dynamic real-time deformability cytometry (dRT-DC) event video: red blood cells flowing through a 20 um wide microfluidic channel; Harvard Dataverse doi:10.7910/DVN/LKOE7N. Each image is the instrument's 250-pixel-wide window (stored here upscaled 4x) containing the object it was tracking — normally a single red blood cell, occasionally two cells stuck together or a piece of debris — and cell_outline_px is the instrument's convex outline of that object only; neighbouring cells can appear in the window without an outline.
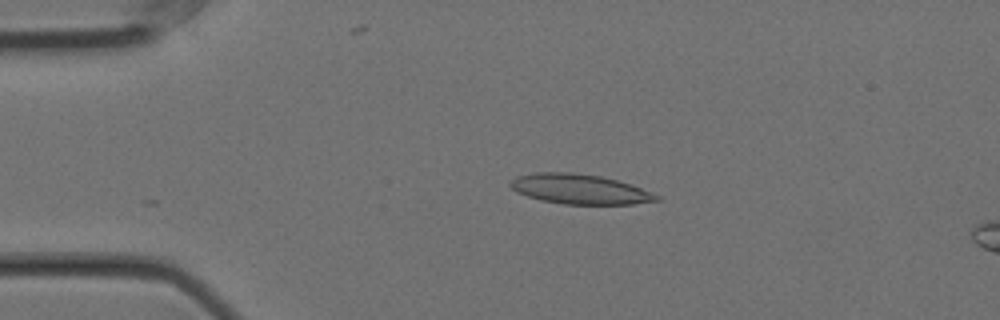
{"species": "Egyptian fruit bat (a non-hibernating species)", "species_latin": "Rousettus aegyptiacus", "temperature_condition": "cold", "stored_images_in_passage": 34, "camera_frame_rate_fps": 3000, "um_per_image_px": 0.085, "animal": {"sex": "female"}, "frame": {"image": 1, "passage_image": 2, "time_ms": 0.333, "image_size_px": [1000, 320], "cell_outline_px": [[660, 200], [632, 204], [564, 204], [540, 200], [516, 192], [508, 184], [516, 176], [536, 172], [568, 172], [600, 176], [616, 180], [640, 188], [660, 196]], "centroid_in_image_um": [49.23, 16.08], "position_along_channel_um": 35.8, "area_um2": 25.2}}
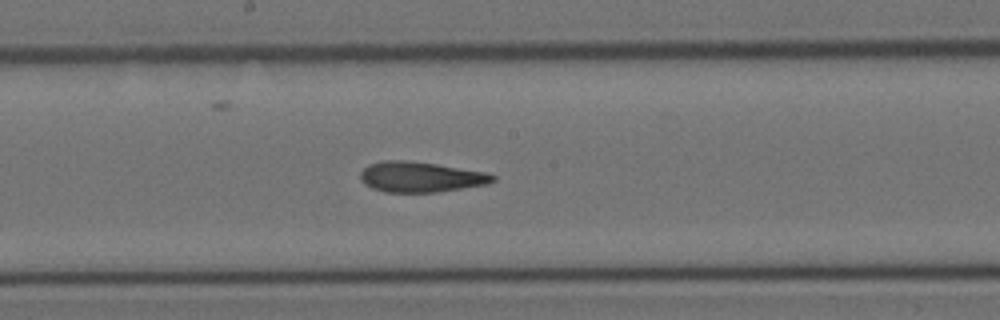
{"frame": {"image": 2, "passage_image": 20, "time_ms": 6.333, "image_size_px": [1000, 320], "cell_outline_px": [[496, 180], [488, 184], [436, 192], [384, 192], [372, 188], [364, 184], [360, 180], [360, 172], [368, 164], [384, 160], [404, 160], [436, 164], [488, 172], [496, 176]], "centroid_in_image_um": [35.75, 15.04], "position_along_channel_um": 212.5, "area_um2": 23.58}}
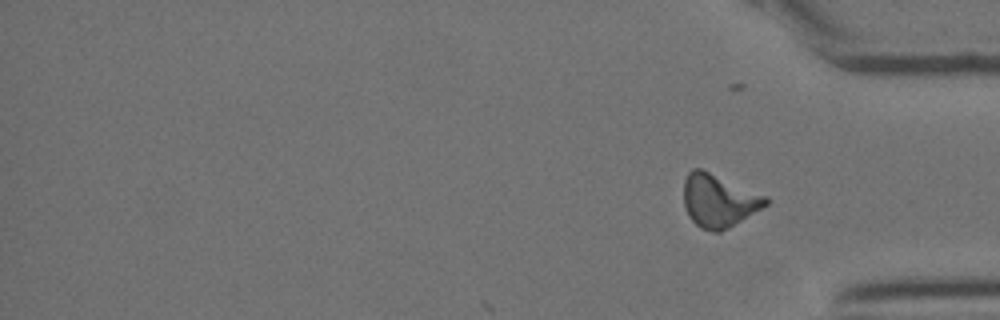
{"frame": {"image": 3, "passage_image": 34, "time_ms": 11.0, "image_size_px": [1000, 320], "cell_outline_px": [[768, 204], [728, 228], [720, 232], [712, 232], [700, 228], [688, 216], [684, 204], [684, 180], [688, 172], [692, 168], [700, 168], [768, 196]], "centroid_in_image_um": [61.08, 17.05], "position_along_channel_um": 374.1, "area_um2": 25.26}, "authors_computed_cell_mechanics": {"area_um2": 23.9292, "velocity_mm_per_s": 3.5546, "shape_relaxation_time_tau1_ms": 10.364, "shape_relaxation_time_tau2_ms": 2.9483, "deformation_change_tau1": 0.2229, "deformation_change_tau2": 0.1115}}